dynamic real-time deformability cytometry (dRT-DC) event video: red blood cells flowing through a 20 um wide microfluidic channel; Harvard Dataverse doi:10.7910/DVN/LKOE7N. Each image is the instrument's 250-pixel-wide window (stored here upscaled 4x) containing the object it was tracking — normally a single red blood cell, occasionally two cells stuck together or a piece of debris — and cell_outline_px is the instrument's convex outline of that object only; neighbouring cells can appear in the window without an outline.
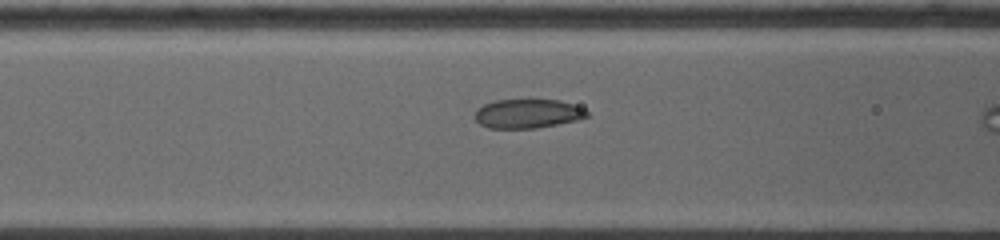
{"species": "common noctule bat (a hibernating species)", "species_latin": "Nyctalus noctula", "temperature_condition": "warm", "stored_images_in_passage": 24, "camera_frame_rate_fps": 5000, "um_per_image_px": 0.085, "animal": {"sex": "female", "body_mass_g": 19.0, "forearm_length_mm": 53.3}, "frame": {"image": 1, "passage_image": 20, "time_ms": 3.4, "image_size_px": [1000, 240], "cell_outline_px": [[588, 116], [576, 120], [536, 128], [488, 128], [480, 124], [476, 120], [476, 108], [484, 104], [496, 100], [560, 100], [584, 108], [588, 112]], "centroid_in_image_um": [44.84, 9.65], "position_along_channel_um": 121.8, "area_um2": 18.84}}